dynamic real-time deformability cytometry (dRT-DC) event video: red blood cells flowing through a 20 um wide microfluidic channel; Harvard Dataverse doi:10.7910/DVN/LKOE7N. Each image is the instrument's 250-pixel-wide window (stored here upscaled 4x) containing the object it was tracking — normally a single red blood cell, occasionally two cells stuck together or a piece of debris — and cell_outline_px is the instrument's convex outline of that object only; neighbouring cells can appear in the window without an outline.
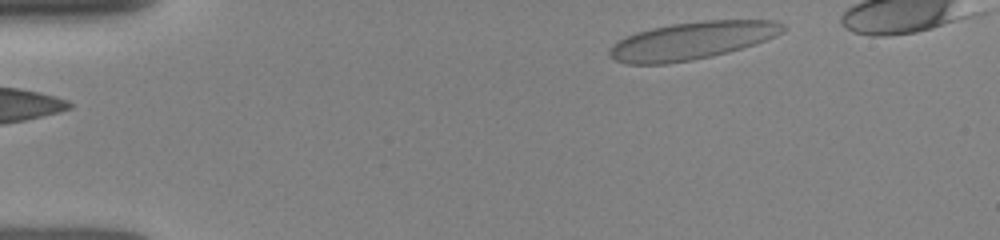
{"species": "human", "species_latin": "Homo sapiens", "temperature_condition": "room temperature", "stored_images_in_passage": 28, "camera_frame_rate_fps": 3000, "um_per_image_px": 0.085, "donor": {"sex": "female"}, "frame": {"image": 1, "passage_image": 1, "time_ms": 0.0, "image_size_px": [1000, 240], "cell_outline_px": [[784, 32], [776, 36], [728, 52], [692, 60], [664, 64], [624, 64], [608, 56], [608, 48], [612, 44], [636, 32], [652, 28], [672, 24], [704, 20], [776, 20], [784, 24]], "centroid_in_image_um": [58.78, 3.45], "position_along_channel_um": 26.2, "area_um2": 37.86}}
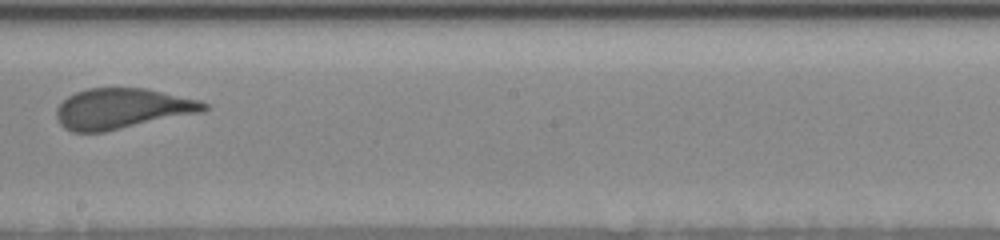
{"frame": {"image": 2, "passage_image": 16, "time_ms": 7.0, "image_size_px": [1000, 240], "cell_outline_px": [[208, 108], [204, 112], [104, 132], [72, 132], [64, 128], [56, 120], [56, 108], [68, 96], [76, 92], [88, 88], [148, 88], [200, 100], [208, 104]], "centroid_in_image_um": [10.39, 9.23], "position_along_channel_um": 237.8, "area_um2": 35.08}}
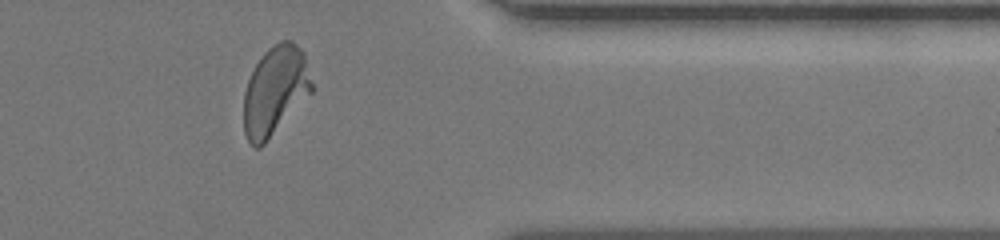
{"frame": {"image": 3, "passage_image": 25, "time_ms": 11.0, "image_size_px": [1000, 240], "cell_outline_px": [[312, 92], [264, 144], [260, 148], [256, 148], [248, 140], [244, 132], [244, 92], [248, 80], [256, 64], [264, 52], [272, 44], [280, 40], [292, 40], [304, 52], [312, 84]], "centroid_in_image_um": [23.38, 7.69], "position_along_channel_um": 388.0, "area_um2": 35.08}}